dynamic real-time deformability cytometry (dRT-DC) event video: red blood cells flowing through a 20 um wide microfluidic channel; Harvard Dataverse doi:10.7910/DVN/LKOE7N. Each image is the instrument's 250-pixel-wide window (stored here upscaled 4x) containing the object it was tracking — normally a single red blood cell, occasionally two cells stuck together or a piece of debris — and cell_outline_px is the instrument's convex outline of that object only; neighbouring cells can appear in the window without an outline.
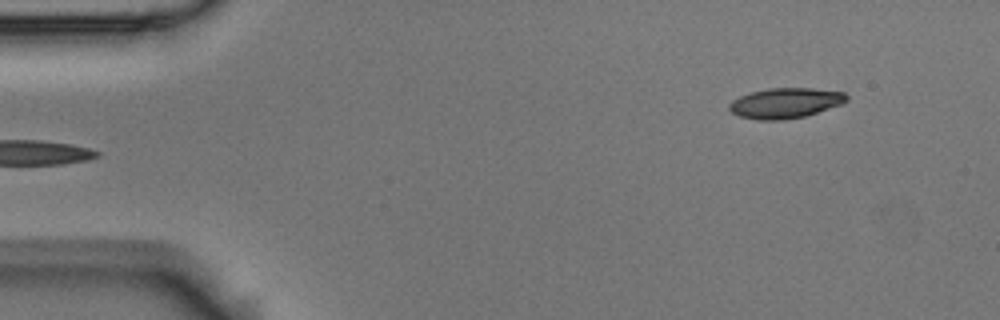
{"species": "Egyptian fruit bat (a non-hibernating species)", "species_latin": "Rousettus aegyptiacus", "temperature_condition": "room temperature", "stored_images_in_passage": 4, "segment_of_instrument_passage": [2, 2], "camera_frame_rate_fps": 3000, "um_per_image_px": 0.085, "animal": {"sex": "male"}, "frame": {"image": 1, "passage_image": 4, "time_ms": 1.0, "image_size_px": [1000, 320], "cell_outline_px": [[848, 100], [840, 104], [804, 116], [784, 120], [760, 120], [740, 116], [732, 112], [728, 108], [728, 104], [732, 100], [740, 96], [752, 92], [768, 88], [812, 88], [844, 92], [848, 96]], "centroid_in_image_um": [66.73, 8.75], "position_along_channel_um": 18.3, "area_um2": 20.52}}